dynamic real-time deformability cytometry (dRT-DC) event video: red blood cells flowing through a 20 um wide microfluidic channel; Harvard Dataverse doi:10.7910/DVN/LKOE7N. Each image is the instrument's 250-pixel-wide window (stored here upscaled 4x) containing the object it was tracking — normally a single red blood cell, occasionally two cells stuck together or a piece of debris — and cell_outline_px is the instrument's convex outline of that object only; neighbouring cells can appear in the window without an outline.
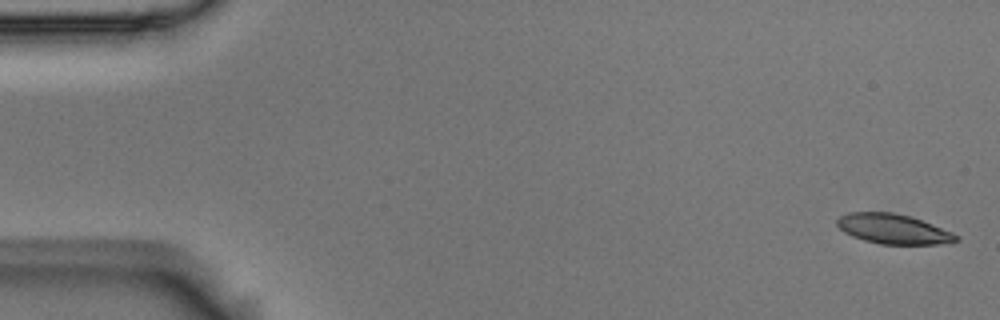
{"species": "Egyptian fruit bat (a non-hibernating species)", "species_latin": "Rousettus aegyptiacus", "temperature_condition": "room temperature", "stored_images_in_passage": 4, "camera_frame_rate_fps": 3000, "um_per_image_px": 0.085, "animal": {"sex": "male"}, "frame": {"image": 1, "passage_image": 1, "time_ms": 0.0, "image_size_px": [1000, 320], "cell_outline_px": [[960, 240], [936, 244], [880, 244], [864, 240], [852, 236], [844, 232], [836, 224], [836, 220], [840, 216], [848, 212], [892, 212], [908, 216], [932, 224], [952, 232], [960, 236]], "centroid_in_image_um": [75.9, 19.46], "position_along_channel_um": 9.1, "area_um2": 20.58}}